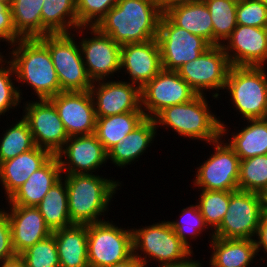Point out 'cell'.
Returning a JSON list of instances; mask_svg holds the SVG:
<instances>
[{
	"instance_id": "6da1fadb",
	"label": "cell",
	"mask_w": 267,
	"mask_h": 267,
	"mask_svg": "<svg viewBox=\"0 0 267 267\" xmlns=\"http://www.w3.org/2000/svg\"><path fill=\"white\" fill-rule=\"evenodd\" d=\"M161 15L156 0H119L95 27L120 45L145 42L157 38Z\"/></svg>"
},
{
	"instance_id": "7a4b0ae2",
	"label": "cell",
	"mask_w": 267,
	"mask_h": 267,
	"mask_svg": "<svg viewBox=\"0 0 267 267\" xmlns=\"http://www.w3.org/2000/svg\"><path fill=\"white\" fill-rule=\"evenodd\" d=\"M9 49L12 51L8 53L11 56L7 55L8 60L18 84L26 83L33 88L39 100L50 99L61 92L48 47L39 38H22Z\"/></svg>"
},
{
	"instance_id": "3957f363",
	"label": "cell",
	"mask_w": 267,
	"mask_h": 267,
	"mask_svg": "<svg viewBox=\"0 0 267 267\" xmlns=\"http://www.w3.org/2000/svg\"><path fill=\"white\" fill-rule=\"evenodd\" d=\"M66 182L68 209L74 224H90L105 221L101 217L116 194L120 181L95 174L62 175ZM108 209V210H107ZM103 213V214H102ZM103 215V216H102ZM100 217V218H99Z\"/></svg>"
},
{
	"instance_id": "277c9868",
	"label": "cell",
	"mask_w": 267,
	"mask_h": 267,
	"mask_svg": "<svg viewBox=\"0 0 267 267\" xmlns=\"http://www.w3.org/2000/svg\"><path fill=\"white\" fill-rule=\"evenodd\" d=\"M208 103L205 94H197L188 102L164 108L153 119L158 128L164 126L178 133V136L209 144L220 136H226L229 131L225 122L211 112L212 106Z\"/></svg>"
},
{
	"instance_id": "5b68a950",
	"label": "cell",
	"mask_w": 267,
	"mask_h": 267,
	"mask_svg": "<svg viewBox=\"0 0 267 267\" xmlns=\"http://www.w3.org/2000/svg\"><path fill=\"white\" fill-rule=\"evenodd\" d=\"M132 233L133 254L141 267H148L147 264L152 259L158 261V264L200 262L190 258L194 254L193 250L180 240L168 221L132 228Z\"/></svg>"
},
{
	"instance_id": "8992f818",
	"label": "cell",
	"mask_w": 267,
	"mask_h": 267,
	"mask_svg": "<svg viewBox=\"0 0 267 267\" xmlns=\"http://www.w3.org/2000/svg\"><path fill=\"white\" fill-rule=\"evenodd\" d=\"M265 67L231 66L226 90L243 120L265 119L267 114V73Z\"/></svg>"
},
{
	"instance_id": "52a82bcc",
	"label": "cell",
	"mask_w": 267,
	"mask_h": 267,
	"mask_svg": "<svg viewBox=\"0 0 267 267\" xmlns=\"http://www.w3.org/2000/svg\"><path fill=\"white\" fill-rule=\"evenodd\" d=\"M76 35L48 34L39 37L48 47L61 92L88 91L93 84L86 71L79 42L75 41Z\"/></svg>"
},
{
	"instance_id": "ba28073f",
	"label": "cell",
	"mask_w": 267,
	"mask_h": 267,
	"mask_svg": "<svg viewBox=\"0 0 267 267\" xmlns=\"http://www.w3.org/2000/svg\"><path fill=\"white\" fill-rule=\"evenodd\" d=\"M89 267H108L133 254L132 228L118 227L113 221L87 224Z\"/></svg>"
},
{
	"instance_id": "9c48e42d",
	"label": "cell",
	"mask_w": 267,
	"mask_h": 267,
	"mask_svg": "<svg viewBox=\"0 0 267 267\" xmlns=\"http://www.w3.org/2000/svg\"><path fill=\"white\" fill-rule=\"evenodd\" d=\"M263 215L261 194L230 191L228 209L214 237L254 240Z\"/></svg>"
},
{
	"instance_id": "30bf717a",
	"label": "cell",
	"mask_w": 267,
	"mask_h": 267,
	"mask_svg": "<svg viewBox=\"0 0 267 267\" xmlns=\"http://www.w3.org/2000/svg\"><path fill=\"white\" fill-rule=\"evenodd\" d=\"M157 41L162 69L177 71L183 64L198 58L211 45L202 37L176 26L165 14L159 20Z\"/></svg>"
},
{
	"instance_id": "8fae6325",
	"label": "cell",
	"mask_w": 267,
	"mask_h": 267,
	"mask_svg": "<svg viewBox=\"0 0 267 267\" xmlns=\"http://www.w3.org/2000/svg\"><path fill=\"white\" fill-rule=\"evenodd\" d=\"M220 136L209 143L214 146V153L196 168L194 187L201 190L237 191L240 158L233 148Z\"/></svg>"
},
{
	"instance_id": "7c38bea8",
	"label": "cell",
	"mask_w": 267,
	"mask_h": 267,
	"mask_svg": "<svg viewBox=\"0 0 267 267\" xmlns=\"http://www.w3.org/2000/svg\"><path fill=\"white\" fill-rule=\"evenodd\" d=\"M230 67L222 46L215 45L198 58L183 64L177 72L198 95L206 94L205 90H214L212 97L218 100L221 95L218 92L224 91Z\"/></svg>"
},
{
	"instance_id": "4fadbf2b",
	"label": "cell",
	"mask_w": 267,
	"mask_h": 267,
	"mask_svg": "<svg viewBox=\"0 0 267 267\" xmlns=\"http://www.w3.org/2000/svg\"><path fill=\"white\" fill-rule=\"evenodd\" d=\"M84 30L93 35L90 36L92 38L83 36L79 41L83 62L92 82L107 80L114 73H119L121 45L95 26H82L74 32L82 34Z\"/></svg>"
},
{
	"instance_id": "5bb4252c",
	"label": "cell",
	"mask_w": 267,
	"mask_h": 267,
	"mask_svg": "<svg viewBox=\"0 0 267 267\" xmlns=\"http://www.w3.org/2000/svg\"><path fill=\"white\" fill-rule=\"evenodd\" d=\"M196 95L177 71L162 69L141 88V109L146 118H154L164 108L188 102Z\"/></svg>"
},
{
	"instance_id": "9a60e30c",
	"label": "cell",
	"mask_w": 267,
	"mask_h": 267,
	"mask_svg": "<svg viewBox=\"0 0 267 267\" xmlns=\"http://www.w3.org/2000/svg\"><path fill=\"white\" fill-rule=\"evenodd\" d=\"M22 117L27 121L35 146L56 155L69 139L57 109L49 99L23 102Z\"/></svg>"
},
{
	"instance_id": "2e32d148",
	"label": "cell",
	"mask_w": 267,
	"mask_h": 267,
	"mask_svg": "<svg viewBox=\"0 0 267 267\" xmlns=\"http://www.w3.org/2000/svg\"><path fill=\"white\" fill-rule=\"evenodd\" d=\"M89 92L93 99L96 117L143 112L141 88L128 81L109 79L93 82Z\"/></svg>"
},
{
	"instance_id": "e0dca14e",
	"label": "cell",
	"mask_w": 267,
	"mask_h": 267,
	"mask_svg": "<svg viewBox=\"0 0 267 267\" xmlns=\"http://www.w3.org/2000/svg\"><path fill=\"white\" fill-rule=\"evenodd\" d=\"M49 100L57 109L69 137L95 133L97 117L89 90L60 92Z\"/></svg>"
},
{
	"instance_id": "ac0fdd59",
	"label": "cell",
	"mask_w": 267,
	"mask_h": 267,
	"mask_svg": "<svg viewBox=\"0 0 267 267\" xmlns=\"http://www.w3.org/2000/svg\"><path fill=\"white\" fill-rule=\"evenodd\" d=\"M56 156L62 175L93 174L108 160V152L95 134L69 137Z\"/></svg>"
},
{
	"instance_id": "d6986e66",
	"label": "cell",
	"mask_w": 267,
	"mask_h": 267,
	"mask_svg": "<svg viewBox=\"0 0 267 267\" xmlns=\"http://www.w3.org/2000/svg\"><path fill=\"white\" fill-rule=\"evenodd\" d=\"M221 46L231 66H267V27L237 25Z\"/></svg>"
},
{
	"instance_id": "ffe728a7",
	"label": "cell",
	"mask_w": 267,
	"mask_h": 267,
	"mask_svg": "<svg viewBox=\"0 0 267 267\" xmlns=\"http://www.w3.org/2000/svg\"><path fill=\"white\" fill-rule=\"evenodd\" d=\"M125 69V70H124ZM127 73L130 83L142 88L161 70L160 48L156 38L121 45L120 71Z\"/></svg>"
},
{
	"instance_id": "44dd1931",
	"label": "cell",
	"mask_w": 267,
	"mask_h": 267,
	"mask_svg": "<svg viewBox=\"0 0 267 267\" xmlns=\"http://www.w3.org/2000/svg\"><path fill=\"white\" fill-rule=\"evenodd\" d=\"M11 226L12 246L16 255L22 254L35 243L47 238L53 232L47 226L36 206L7 205Z\"/></svg>"
},
{
	"instance_id": "7402d4cb",
	"label": "cell",
	"mask_w": 267,
	"mask_h": 267,
	"mask_svg": "<svg viewBox=\"0 0 267 267\" xmlns=\"http://www.w3.org/2000/svg\"><path fill=\"white\" fill-rule=\"evenodd\" d=\"M52 156L53 154L49 150L35 146L13 159L1 162L0 184L5 189L6 200Z\"/></svg>"
},
{
	"instance_id": "603a6c76",
	"label": "cell",
	"mask_w": 267,
	"mask_h": 267,
	"mask_svg": "<svg viewBox=\"0 0 267 267\" xmlns=\"http://www.w3.org/2000/svg\"><path fill=\"white\" fill-rule=\"evenodd\" d=\"M62 178L61 166L53 155L41 168L33 172L27 181L7 199L8 205L36 206L49 189Z\"/></svg>"
},
{
	"instance_id": "cb8c5ba5",
	"label": "cell",
	"mask_w": 267,
	"mask_h": 267,
	"mask_svg": "<svg viewBox=\"0 0 267 267\" xmlns=\"http://www.w3.org/2000/svg\"><path fill=\"white\" fill-rule=\"evenodd\" d=\"M153 118H145L134 130L108 151V160L117 167L124 168L146 152L157 135Z\"/></svg>"
},
{
	"instance_id": "d4e9b609",
	"label": "cell",
	"mask_w": 267,
	"mask_h": 267,
	"mask_svg": "<svg viewBox=\"0 0 267 267\" xmlns=\"http://www.w3.org/2000/svg\"><path fill=\"white\" fill-rule=\"evenodd\" d=\"M212 249L209 265L211 267H249L259 255L255 241L251 239H224L210 233Z\"/></svg>"
},
{
	"instance_id": "484cf974",
	"label": "cell",
	"mask_w": 267,
	"mask_h": 267,
	"mask_svg": "<svg viewBox=\"0 0 267 267\" xmlns=\"http://www.w3.org/2000/svg\"><path fill=\"white\" fill-rule=\"evenodd\" d=\"M58 250L60 267H89L87 224H73L52 233Z\"/></svg>"
},
{
	"instance_id": "4316f807",
	"label": "cell",
	"mask_w": 267,
	"mask_h": 267,
	"mask_svg": "<svg viewBox=\"0 0 267 267\" xmlns=\"http://www.w3.org/2000/svg\"><path fill=\"white\" fill-rule=\"evenodd\" d=\"M164 14L176 26L202 37L213 46V23L203 0L174 6Z\"/></svg>"
},
{
	"instance_id": "83f0119b",
	"label": "cell",
	"mask_w": 267,
	"mask_h": 267,
	"mask_svg": "<svg viewBox=\"0 0 267 267\" xmlns=\"http://www.w3.org/2000/svg\"><path fill=\"white\" fill-rule=\"evenodd\" d=\"M41 20L42 36L70 34L81 27L78 24L76 0H44Z\"/></svg>"
},
{
	"instance_id": "f1b7e54d",
	"label": "cell",
	"mask_w": 267,
	"mask_h": 267,
	"mask_svg": "<svg viewBox=\"0 0 267 267\" xmlns=\"http://www.w3.org/2000/svg\"><path fill=\"white\" fill-rule=\"evenodd\" d=\"M247 126L232 132L227 143L240 160L267 154V121L265 119L246 120Z\"/></svg>"
},
{
	"instance_id": "f546056e",
	"label": "cell",
	"mask_w": 267,
	"mask_h": 267,
	"mask_svg": "<svg viewBox=\"0 0 267 267\" xmlns=\"http://www.w3.org/2000/svg\"><path fill=\"white\" fill-rule=\"evenodd\" d=\"M145 118L143 112H127L107 117H97L94 134L108 152Z\"/></svg>"
},
{
	"instance_id": "4dcf8cb0",
	"label": "cell",
	"mask_w": 267,
	"mask_h": 267,
	"mask_svg": "<svg viewBox=\"0 0 267 267\" xmlns=\"http://www.w3.org/2000/svg\"><path fill=\"white\" fill-rule=\"evenodd\" d=\"M36 207L52 232L74 224L69 216L67 187L63 178L49 189Z\"/></svg>"
},
{
	"instance_id": "1f68e13d",
	"label": "cell",
	"mask_w": 267,
	"mask_h": 267,
	"mask_svg": "<svg viewBox=\"0 0 267 267\" xmlns=\"http://www.w3.org/2000/svg\"><path fill=\"white\" fill-rule=\"evenodd\" d=\"M44 0H11L10 7L16 32L22 38L42 37L41 10Z\"/></svg>"
},
{
	"instance_id": "d6a6232c",
	"label": "cell",
	"mask_w": 267,
	"mask_h": 267,
	"mask_svg": "<svg viewBox=\"0 0 267 267\" xmlns=\"http://www.w3.org/2000/svg\"><path fill=\"white\" fill-rule=\"evenodd\" d=\"M213 23V46L222 45L237 27L236 7L238 0H203Z\"/></svg>"
},
{
	"instance_id": "836d02e7",
	"label": "cell",
	"mask_w": 267,
	"mask_h": 267,
	"mask_svg": "<svg viewBox=\"0 0 267 267\" xmlns=\"http://www.w3.org/2000/svg\"><path fill=\"white\" fill-rule=\"evenodd\" d=\"M16 121L0 137V163L13 159L35 147V143L27 121L22 117Z\"/></svg>"
},
{
	"instance_id": "e575fe53",
	"label": "cell",
	"mask_w": 267,
	"mask_h": 267,
	"mask_svg": "<svg viewBox=\"0 0 267 267\" xmlns=\"http://www.w3.org/2000/svg\"><path fill=\"white\" fill-rule=\"evenodd\" d=\"M238 187L258 194L267 189V154L240 160Z\"/></svg>"
},
{
	"instance_id": "d590c367",
	"label": "cell",
	"mask_w": 267,
	"mask_h": 267,
	"mask_svg": "<svg viewBox=\"0 0 267 267\" xmlns=\"http://www.w3.org/2000/svg\"><path fill=\"white\" fill-rule=\"evenodd\" d=\"M229 201L230 191L201 190L197 204L205 224L212 233L222 223Z\"/></svg>"
},
{
	"instance_id": "8d00e7d4",
	"label": "cell",
	"mask_w": 267,
	"mask_h": 267,
	"mask_svg": "<svg viewBox=\"0 0 267 267\" xmlns=\"http://www.w3.org/2000/svg\"><path fill=\"white\" fill-rule=\"evenodd\" d=\"M180 215L179 220L168 222L180 240L192 250L188 237L196 240V237L209 228L204 222L197 203L183 208Z\"/></svg>"
},
{
	"instance_id": "74e56055",
	"label": "cell",
	"mask_w": 267,
	"mask_h": 267,
	"mask_svg": "<svg viewBox=\"0 0 267 267\" xmlns=\"http://www.w3.org/2000/svg\"><path fill=\"white\" fill-rule=\"evenodd\" d=\"M5 58L0 53V116L2 114L5 116L6 112L16 108L21 103V100H23L22 89L19 88V85L15 88L14 81L16 79H13V75H15L13 65L10 60L8 61Z\"/></svg>"
},
{
	"instance_id": "f35d334b",
	"label": "cell",
	"mask_w": 267,
	"mask_h": 267,
	"mask_svg": "<svg viewBox=\"0 0 267 267\" xmlns=\"http://www.w3.org/2000/svg\"><path fill=\"white\" fill-rule=\"evenodd\" d=\"M26 267H60L54 235L35 243L20 254Z\"/></svg>"
},
{
	"instance_id": "ab89813d",
	"label": "cell",
	"mask_w": 267,
	"mask_h": 267,
	"mask_svg": "<svg viewBox=\"0 0 267 267\" xmlns=\"http://www.w3.org/2000/svg\"><path fill=\"white\" fill-rule=\"evenodd\" d=\"M119 0H76L78 24L96 26Z\"/></svg>"
},
{
	"instance_id": "60d3db41",
	"label": "cell",
	"mask_w": 267,
	"mask_h": 267,
	"mask_svg": "<svg viewBox=\"0 0 267 267\" xmlns=\"http://www.w3.org/2000/svg\"><path fill=\"white\" fill-rule=\"evenodd\" d=\"M237 25L267 27V7L260 0H238Z\"/></svg>"
},
{
	"instance_id": "b9f144b4",
	"label": "cell",
	"mask_w": 267,
	"mask_h": 267,
	"mask_svg": "<svg viewBox=\"0 0 267 267\" xmlns=\"http://www.w3.org/2000/svg\"><path fill=\"white\" fill-rule=\"evenodd\" d=\"M22 37L16 32L13 24L10 2L0 0V42H7L11 47Z\"/></svg>"
},
{
	"instance_id": "7bdbcfd3",
	"label": "cell",
	"mask_w": 267,
	"mask_h": 267,
	"mask_svg": "<svg viewBox=\"0 0 267 267\" xmlns=\"http://www.w3.org/2000/svg\"><path fill=\"white\" fill-rule=\"evenodd\" d=\"M2 209L0 208V262L16 256L12 246L11 226L8 215L6 210Z\"/></svg>"
},
{
	"instance_id": "ee69618b",
	"label": "cell",
	"mask_w": 267,
	"mask_h": 267,
	"mask_svg": "<svg viewBox=\"0 0 267 267\" xmlns=\"http://www.w3.org/2000/svg\"><path fill=\"white\" fill-rule=\"evenodd\" d=\"M255 237L257 238L254 239L257 253L263 251L267 254V213H263Z\"/></svg>"
},
{
	"instance_id": "f6af8a7d",
	"label": "cell",
	"mask_w": 267,
	"mask_h": 267,
	"mask_svg": "<svg viewBox=\"0 0 267 267\" xmlns=\"http://www.w3.org/2000/svg\"><path fill=\"white\" fill-rule=\"evenodd\" d=\"M156 1L161 13L164 14L166 11H168L174 6L196 2L200 0H156Z\"/></svg>"
},
{
	"instance_id": "bcb514c9",
	"label": "cell",
	"mask_w": 267,
	"mask_h": 267,
	"mask_svg": "<svg viewBox=\"0 0 267 267\" xmlns=\"http://www.w3.org/2000/svg\"><path fill=\"white\" fill-rule=\"evenodd\" d=\"M0 267H26V264L20 255H16L12 259L0 262Z\"/></svg>"
},
{
	"instance_id": "7dc6e473",
	"label": "cell",
	"mask_w": 267,
	"mask_h": 267,
	"mask_svg": "<svg viewBox=\"0 0 267 267\" xmlns=\"http://www.w3.org/2000/svg\"><path fill=\"white\" fill-rule=\"evenodd\" d=\"M108 267H141L139 260L135 257L134 254H132L129 258L117 262L112 266Z\"/></svg>"
},
{
	"instance_id": "c3c4849f",
	"label": "cell",
	"mask_w": 267,
	"mask_h": 267,
	"mask_svg": "<svg viewBox=\"0 0 267 267\" xmlns=\"http://www.w3.org/2000/svg\"><path fill=\"white\" fill-rule=\"evenodd\" d=\"M201 262H181V263H165L157 265V267H200Z\"/></svg>"
},
{
	"instance_id": "681fc988",
	"label": "cell",
	"mask_w": 267,
	"mask_h": 267,
	"mask_svg": "<svg viewBox=\"0 0 267 267\" xmlns=\"http://www.w3.org/2000/svg\"><path fill=\"white\" fill-rule=\"evenodd\" d=\"M263 213H267V189L261 194Z\"/></svg>"
},
{
	"instance_id": "f907efd6",
	"label": "cell",
	"mask_w": 267,
	"mask_h": 267,
	"mask_svg": "<svg viewBox=\"0 0 267 267\" xmlns=\"http://www.w3.org/2000/svg\"><path fill=\"white\" fill-rule=\"evenodd\" d=\"M260 1L263 2L267 7V0H260Z\"/></svg>"
}]
</instances>
